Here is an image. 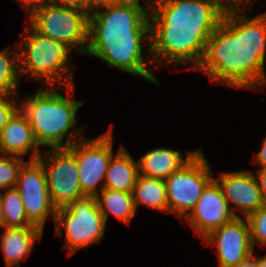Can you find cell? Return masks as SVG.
I'll use <instances>...</instances> for the list:
<instances>
[{"label": "cell", "instance_id": "6da1fadb", "mask_svg": "<svg viewBox=\"0 0 266 267\" xmlns=\"http://www.w3.org/2000/svg\"><path fill=\"white\" fill-rule=\"evenodd\" d=\"M252 9L228 7L209 36L194 71L207 75L210 83L254 92L266 86V15L249 17L246 11L251 13Z\"/></svg>", "mask_w": 266, "mask_h": 267}, {"label": "cell", "instance_id": "7a4b0ae2", "mask_svg": "<svg viewBox=\"0 0 266 267\" xmlns=\"http://www.w3.org/2000/svg\"><path fill=\"white\" fill-rule=\"evenodd\" d=\"M227 9L223 0H150L154 69L185 65L184 70L194 71Z\"/></svg>", "mask_w": 266, "mask_h": 267}, {"label": "cell", "instance_id": "3957f363", "mask_svg": "<svg viewBox=\"0 0 266 267\" xmlns=\"http://www.w3.org/2000/svg\"><path fill=\"white\" fill-rule=\"evenodd\" d=\"M144 1V5L140 0H128L94 8L89 14L85 55L100 59L109 68L160 86L147 68L154 65L150 53V0Z\"/></svg>", "mask_w": 266, "mask_h": 267}, {"label": "cell", "instance_id": "277c9868", "mask_svg": "<svg viewBox=\"0 0 266 267\" xmlns=\"http://www.w3.org/2000/svg\"><path fill=\"white\" fill-rule=\"evenodd\" d=\"M75 91V85L39 86L36 93L19 100V108L26 115L40 147L67 148L85 137L86 126L77 127V111L85 100L77 101Z\"/></svg>", "mask_w": 266, "mask_h": 267}, {"label": "cell", "instance_id": "5b68a950", "mask_svg": "<svg viewBox=\"0 0 266 267\" xmlns=\"http://www.w3.org/2000/svg\"><path fill=\"white\" fill-rule=\"evenodd\" d=\"M16 41L21 78L45 86L74 85L72 53L65 44L39 34L27 21Z\"/></svg>", "mask_w": 266, "mask_h": 267}, {"label": "cell", "instance_id": "8992f818", "mask_svg": "<svg viewBox=\"0 0 266 267\" xmlns=\"http://www.w3.org/2000/svg\"><path fill=\"white\" fill-rule=\"evenodd\" d=\"M55 236L65 238L62 249L68 257L79 250L100 243L105 236L106 221L94 196H84L58 208L55 215Z\"/></svg>", "mask_w": 266, "mask_h": 267}, {"label": "cell", "instance_id": "52a82bcc", "mask_svg": "<svg viewBox=\"0 0 266 267\" xmlns=\"http://www.w3.org/2000/svg\"><path fill=\"white\" fill-rule=\"evenodd\" d=\"M27 18L39 34L65 44L77 55H85L89 29L87 12L52 3L35 9Z\"/></svg>", "mask_w": 266, "mask_h": 267}, {"label": "cell", "instance_id": "ba28073f", "mask_svg": "<svg viewBox=\"0 0 266 267\" xmlns=\"http://www.w3.org/2000/svg\"><path fill=\"white\" fill-rule=\"evenodd\" d=\"M201 148L178 171L165 179L168 214L182 221L194 209L204 188L214 178Z\"/></svg>", "mask_w": 266, "mask_h": 267}, {"label": "cell", "instance_id": "9c48e42d", "mask_svg": "<svg viewBox=\"0 0 266 267\" xmlns=\"http://www.w3.org/2000/svg\"><path fill=\"white\" fill-rule=\"evenodd\" d=\"M113 127L110 125L99 136L74 142L69 148L76 154L79 167V181L84 196L96 197L104 188L109 161L114 154Z\"/></svg>", "mask_w": 266, "mask_h": 267}, {"label": "cell", "instance_id": "30bf717a", "mask_svg": "<svg viewBox=\"0 0 266 267\" xmlns=\"http://www.w3.org/2000/svg\"><path fill=\"white\" fill-rule=\"evenodd\" d=\"M37 160L45 170L50 199L57 209L84 197L77 157L69 147L44 150Z\"/></svg>", "mask_w": 266, "mask_h": 267}, {"label": "cell", "instance_id": "8fae6325", "mask_svg": "<svg viewBox=\"0 0 266 267\" xmlns=\"http://www.w3.org/2000/svg\"><path fill=\"white\" fill-rule=\"evenodd\" d=\"M16 188L25 214L33 225L44 230L48 217L54 222L57 208L50 199L45 170L38 160H27L22 165Z\"/></svg>", "mask_w": 266, "mask_h": 267}, {"label": "cell", "instance_id": "7c38bea8", "mask_svg": "<svg viewBox=\"0 0 266 267\" xmlns=\"http://www.w3.org/2000/svg\"><path fill=\"white\" fill-rule=\"evenodd\" d=\"M205 246L214 251L218 267H235L255 252L250 240V228L246 218L232 221L213 230L203 239Z\"/></svg>", "mask_w": 266, "mask_h": 267}, {"label": "cell", "instance_id": "4fadbf2b", "mask_svg": "<svg viewBox=\"0 0 266 267\" xmlns=\"http://www.w3.org/2000/svg\"><path fill=\"white\" fill-rule=\"evenodd\" d=\"M236 216L231 211L222 190L213 178L204 188L194 209L183 220L203 240L213 230L229 223Z\"/></svg>", "mask_w": 266, "mask_h": 267}, {"label": "cell", "instance_id": "5bb4252c", "mask_svg": "<svg viewBox=\"0 0 266 267\" xmlns=\"http://www.w3.org/2000/svg\"><path fill=\"white\" fill-rule=\"evenodd\" d=\"M214 179L236 217L247 218L264 205L254 171H220L219 176Z\"/></svg>", "mask_w": 266, "mask_h": 267}, {"label": "cell", "instance_id": "9a60e30c", "mask_svg": "<svg viewBox=\"0 0 266 267\" xmlns=\"http://www.w3.org/2000/svg\"><path fill=\"white\" fill-rule=\"evenodd\" d=\"M43 151L36 141L26 115L19 108L0 131V154L25 157L37 160Z\"/></svg>", "mask_w": 266, "mask_h": 267}, {"label": "cell", "instance_id": "2e32d148", "mask_svg": "<svg viewBox=\"0 0 266 267\" xmlns=\"http://www.w3.org/2000/svg\"><path fill=\"white\" fill-rule=\"evenodd\" d=\"M198 150H188L184 156L178 149L168 147L149 149L138 159L139 174L165 180L188 162Z\"/></svg>", "mask_w": 266, "mask_h": 267}, {"label": "cell", "instance_id": "e0dca14e", "mask_svg": "<svg viewBox=\"0 0 266 267\" xmlns=\"http://www.w3.org/2000/svg\"><path fill=\"white\" fill-rule=\"evenodd\" d=\"M44 230L40 227H3L0 236V248L6 267H20L26 260L37 240L41 241Z\"/></svg>", "mask_w": 266, "mask_h": 267}, {"label": "cell", "instance_id": "ac0fdd59", "mask_svg": "<svg viewBox=\"0 0 266 267\" xmlns=\"http://www.w3.org/2000/svg\"><path fill=\"white\" fill-rule=\"evenodd\" d=\"M139 176L138 160L132 157L124 144L114 153L109 161L104 188L132 193Z\"/></svg>", "mask_w": 266, "mask_h": 267}, {"label": "cell", "instance_id": "d6986e66", "mask_svg": "<svg viewBox=\"0 0 266 267\" xmlns=\"http://www.w3.org/2000/svg\"><path fill=\"white\" fill-rule=\"evenodd\" d=\"M95 198L106 223L113 215L118 221L131 225L137 213L132 193L103 188Z\"/></svg>", "mask_w": 266, "mask_h": 267}, {"label": "cell", "instance_id": "ffe728a7", "mask_svg": "<svg viewBox=\"0 0 266 267\" xmlns=\"http://www.w3.org/2000/svg\"><path fill=\"white\" fill-rule=\"evenodd\" d=\"M132 195L136 209L143 205L152 210L168 213L166 184L163 179L139 174Z\"/></svg>", "mask_w": 266, "mask_h": 267}, {"label": "cell", "instance_id": "44dd1931", "mask_svg": "<svg viewBox=\"0 0 266 267\" xmlns=\"http://www.w3.org/2000/svg\"><path fill=\"white\" fill-rule=\"evenodd\" d=\"M11 45L0 51V96L19 95L22 81L19 71L18 48ZM14 51H12V50Z\"/></svg>", "mask_w": 266, "mask_h": 267}, {"label": "cell", "instance_id": "7402d4cb", "mask_svg": "<svg viewBox=\"0 0 266 267\" xmlns=\"http://www.w3.org/2000/svg\"><path fill=\"white\" fill-rule=\"evenodd\" d=\"M3 204L4 224L7 227H37L27 218L22 198L16 187L1 191Z\"/></svg>", "mask_w": 266, "mask_h": 267}, {"label": "cell", "instance_id": "603a6c76", "mask_svg": "<svg viewBox=\"0 0 266 267\" xmlns=\"http://www.w3.org/2000/svg\"><path fill=\"white\" fill-rule=\"evenodd\" d=\"M25 162L17 155L0 154V191L16 187L19 170Z\"/></svg>", "mask_w": 266, "mask_h": 267}, {"label": "cell", "instance_id": "cb8c5ba5", "mask_svg": "<svg viewBox=\"0 0 266 267\" xmlns=\"http://www.w3.org/2000/svg\"><path fill=\"white\" fill-rule=\"evenodd\" d=\"M250 228V240L255 250L256 245L259 248L266 246V204L256 212L250 214L247 218Z\"/></svg>", "mask_w": 266, "mask_h": 267}, {"label": "cell", "instance_id": "d4e9b609", "mask_svg": "<svg viewBox=\"0 0 266 267\" xmlns=\"http://www.w3.org/2000/svg\"><path fill=\"white\" fill-rule=\"evenodd\" d=\"M19 96H0V131L19 109Z\"/></svg>", "mask_w": 266, "mask_h": 267}, {"label": "cell", "instance_id": "484cf974", "mask_svg": "<svg viewBox=\"0 0 266 267\" xmlns=\"http://www.w3.org/2000/svg\"><path fill=\"white\" fill-rule=\"evenodd\" d=\"M52 3L58 6L75 8L90 14L93 7V0H52Z\"/></svg>", "mask_w": 266, "mask_h": 267}, {"label": "cell", "instance_id": "4316f807", "mask_svg": "<svg viewBox=\"0 0 266 267\" xmlns=\"http://www.w3.org/2000/svg\"><path fill=\"white\" fill-rule=\"evenodd\" d=\"M19 5L24 8L29 16L35 9L52 4V0H17Z\"/></svg>", "mask_w": 266, "mask_h": 267}, {"label": "cell", "instance_id": "83f0119b", "mask_svg": "<svg viewBox=\"0 0 266 267\" xmlns=\"http://www.w3.org/2000/svg\"><path fill=\"white\" fill-rule=\"evenodd\" d=\"M251 163L260 166L259 168H266V135L263 138L260 150L253 155Z\"/></svg>", "mask_w": 266, "mask_h": 267}, {"label": "cell", "instance_id": "f1b7e54d", "mask_svg": "<svg viewBox=\"0 0 266 267\" xmlns=\"http://www.w3.org/2000/svg\"><path fill=\"white\" fill-rule=\"evenodd\" d=\"M254 174L259 184L263 202L266 204V168H258Z\"/></svg>", "mask_w": 266, "mask_h": 267}, {"label": "cell", "instance_id": "f546056e", "mask_svg": "<svg viewBox=\"0 0 266 267\" xmlns=\"http://www.w3.org/2000/svg\"><path fill=\"white\" fill-rule=\"evenodd\" d=\"M228 7H254L256 0H223Z\"/></svg>", "mask_w": 266, "mask_h": 267}, {"label": "cell", "instance_id": "4dcf8cb0", "mask_svg": "<svg viewBox=\"0 0 266 267\" xmlns=\"http://www.w3.org/2000/svg\"><path fill=\"white\" fill-rule=\"evenodd\" d=\"M235 267H257V255L253 252L249 257Z\"/></svg>", "mask_w": 266, "mask_h": 267}, {"label": "cell", "instance_id": "1f68e13d", "mask_svg": "<svg viewBox=\"0 0 266 267\" xmlns=\"http://www.w3.org/2000/svg\"><path fill=\"white\" fill-rule=\"evenodd\" d=\"M126 1H128V0H93V7L96 8V7L104 5V4L123 3Z\"/></svg>", "mask_w": 266, "mask_h": 267}, {"label": "cell", "instance_id": "d6a6232c", "mask_svg": "<svg viewBox=\"0 0 266 267\" xmlns=\"http://www.w3.org/2000/svg\"><path fill=\"white\" fill-rule=\"evenodd\" d=\"M5 226L4 224V214H3V204H2V198H1V191H0V229Z\"/></svg>", "mask_w": 266, "mask_h": 267}, {"label": "cell", "instance_id": "836d02e7", "mask_svg": "<svg viewBox=\"0 0 266 267\" xmlns=\"http://www.w3.org/2000/svg\"><path fill=\"white\" fill-rule=\"evenodd\" d=\"M257 267H266V254L265 255H257Z\"/></svg>", "mask_w": 266, "mask_h": 267}]
</instances>
